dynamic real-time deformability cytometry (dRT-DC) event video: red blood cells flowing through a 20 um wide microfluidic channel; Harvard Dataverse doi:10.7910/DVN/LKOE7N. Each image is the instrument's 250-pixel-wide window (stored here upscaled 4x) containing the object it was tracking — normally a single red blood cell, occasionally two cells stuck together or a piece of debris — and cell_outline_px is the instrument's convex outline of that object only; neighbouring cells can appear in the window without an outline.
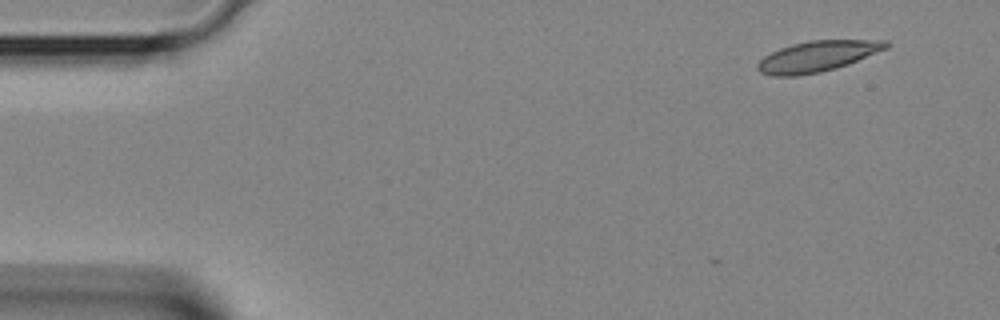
{"species": "Egyptian fruit bat (a non-hibernating species)", "species_latin": "Rousettus aegyptiacus", "temperature_condition": "room temperature", "stored_images_in_passage": 6, "camera_frame_rate_fps": 3000, "um_per_image_px": 0.085, "animal": {"sex": "female"}, "frame": {"image": 1, "passage_image": 1, "time_ms": 0.0, "image_size_px": [1000, 320], "cell_outline_px": [[892, 44], [888, 48], [848, 64], [836, 68], [820, 72], [796, 76], [772, 76], [760, 72], [756, 68], [756, 64], [764, 56], [780, 48], [792, 44], [812, 40], [888, 40]], "centroid_in_image_um": [69.49, 4.78], "position_along_channel_um": 15.5, "area_um2": 23.06}}